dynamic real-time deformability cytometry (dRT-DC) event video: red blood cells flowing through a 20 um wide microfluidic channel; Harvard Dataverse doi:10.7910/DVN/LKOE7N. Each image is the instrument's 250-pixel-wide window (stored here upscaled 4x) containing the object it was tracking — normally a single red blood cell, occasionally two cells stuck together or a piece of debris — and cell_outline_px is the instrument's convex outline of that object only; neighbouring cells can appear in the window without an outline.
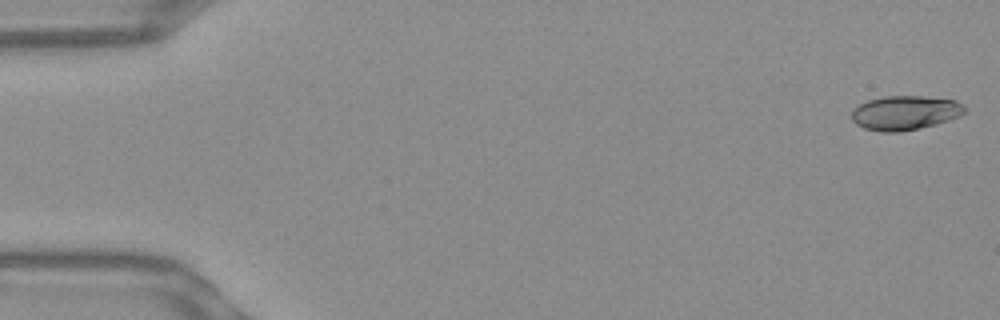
{"species": "Egyptian fruit bat (a non-hibernating species)", "species_latin": "Rousettus aegyptiacus", "temperature_condition": "warm", "stored_images_in_passage": 52, "camera_frame_rate_fps": 3000, "um_per_image_px": 0.085, "frame": {"image": 1, "passage_image": 1, "time_ms": 0.0, "image_size_px": [1000, 320], "cell_outline_px": [[964, 112], [960, 116], [936, 124], [900, 132], [880, 132], [864, 128], [856, 124], [852, 120], [852, 108], [868, 100], [884, 96], [920, 96], [956, 100], [964, 108]], "centroid_in_image_um": [76.88, 9.59], "position_along_channel_um": 8.1, "area_um2": 22.48}}
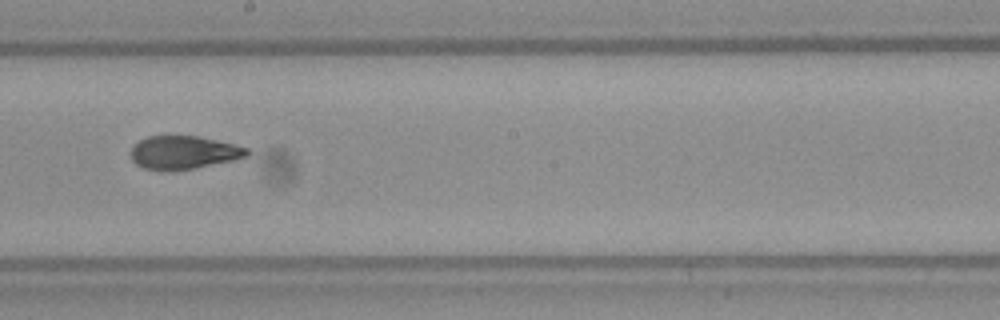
{"frame": {"image": 2, "passage_image": 29, "time_ms": 9.333, "image_size_px": [1000, 320], "cell_outline_px": [[248, 156], [232, 160], [192, 168], [144, 168], [136, 164], [132, 160], [128, 152], [140, 140], [148, 136], [196, 136], [232, 144], [248, 148]], "centroid_in_image_um": [15.58, 12.93], "position_along_channel_um": 232.6, "area_um2": 21.62}}
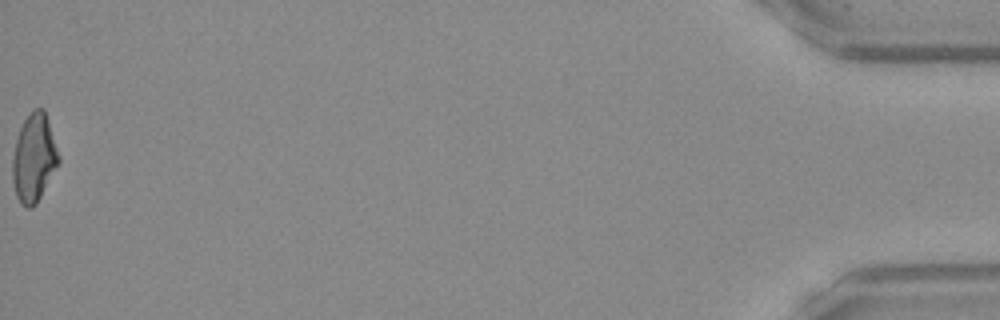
{"frame": {"image": 3, "passage_image": 52, "time_ms": 17.0, "image_size_px": [1000, 320], "cell_outline_px": [[60, 160], [36, 204], [32, 208], [28, 208], [20, 204], [16, 196], [12, 180], [12, 156], [16, 140], [20, 128], [24, 120], [32, 108], [44, 108], [60, 156]], "centroid_in_image_um": [2.87, 13.42], "position_along_channel_um": 432.3, "area_um2": 23.7}, "authors_computed_cell_mechanics": {"area_um2": 22.9466, "velocity_mm_per_s": 3.9176, "shape_relaxation_time_tau1_ms": 5.4197, "shape_relaxation_time_tau2_ms": 2.1219, "deformation_change_tau1": 0.1798, "deformation_change_tau2": 0.0828}}